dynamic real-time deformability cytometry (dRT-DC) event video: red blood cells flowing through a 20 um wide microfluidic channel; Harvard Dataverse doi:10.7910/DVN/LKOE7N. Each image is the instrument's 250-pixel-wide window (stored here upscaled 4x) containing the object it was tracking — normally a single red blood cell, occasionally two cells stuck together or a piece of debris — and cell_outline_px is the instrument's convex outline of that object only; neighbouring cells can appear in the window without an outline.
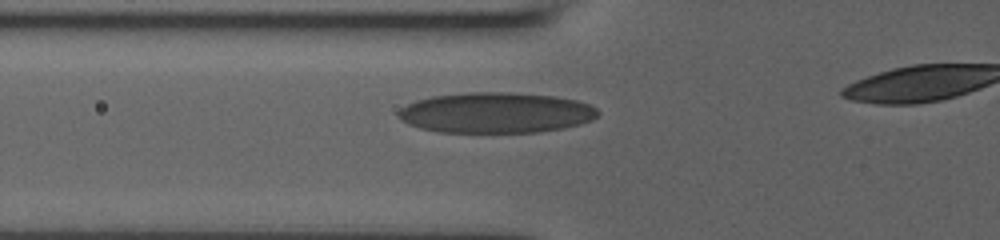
{"species": "human", "species_latin": "Homo sapiens", "temperature_condition": "room temperature", "stored_images_in_passage": 3, "segment_of_instrument_passage": [1, 2], "camera_frame_rate_fps": 3000, "um_per_image_px": 0.085, "donor": {"sex": "male"}, "frame": {"image": 1, "passage_image": 2, "time_ms": 1.0, "image_size_px": [1000, 240], "cell_outline_px": [[600, 112], [592, 120], [580, 124], [564, 128], [536, 132], [440, 132], [420, 128], [408, 124], [400, 120], [396, 116], [396, 112], [400, 108], [416, 100], [432, 96], [468, 92], [508, 92], [552, 96], [576, 100], [588, 104], [596, 108]], "centroid_in_image_um": [42.11, 9.58], "position_along_channel_um": 83.7, "area_um2": 47.28}}